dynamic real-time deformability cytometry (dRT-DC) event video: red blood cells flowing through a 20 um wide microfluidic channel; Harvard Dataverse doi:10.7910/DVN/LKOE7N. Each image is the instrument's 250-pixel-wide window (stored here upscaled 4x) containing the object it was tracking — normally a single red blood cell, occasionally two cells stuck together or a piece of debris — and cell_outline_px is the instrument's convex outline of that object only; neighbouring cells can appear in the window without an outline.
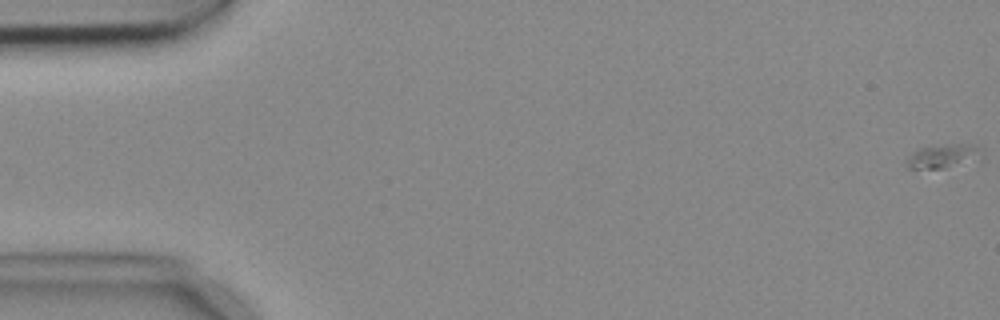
{"species": "common noctule bat (a hibernating species)", "species_latin": "Nyctalus noctula", "temperature_condition": "cold", "stored_images_in_passage": 5, "camera_frame_rate_fps": 3000, "um_per_image_px": 0.085, "animal": {"sex": "female", "body_mass_g": 18.4}, "frame": {"image": 1, "passage_image": 1, "time_ms": 0.0, "image_size_px": [1000, 320], "cell_outline_px": [[984, 156], [944, 168], [908, 168], [904, 164], [904, 160], [916, 148], [956, 144], [964, 144], [980, 148], [984, 152]], "centroid_in_image_um": [80.08, 13.27], "position_along_channel_um": 4.9, "area_um2": 10.23}}